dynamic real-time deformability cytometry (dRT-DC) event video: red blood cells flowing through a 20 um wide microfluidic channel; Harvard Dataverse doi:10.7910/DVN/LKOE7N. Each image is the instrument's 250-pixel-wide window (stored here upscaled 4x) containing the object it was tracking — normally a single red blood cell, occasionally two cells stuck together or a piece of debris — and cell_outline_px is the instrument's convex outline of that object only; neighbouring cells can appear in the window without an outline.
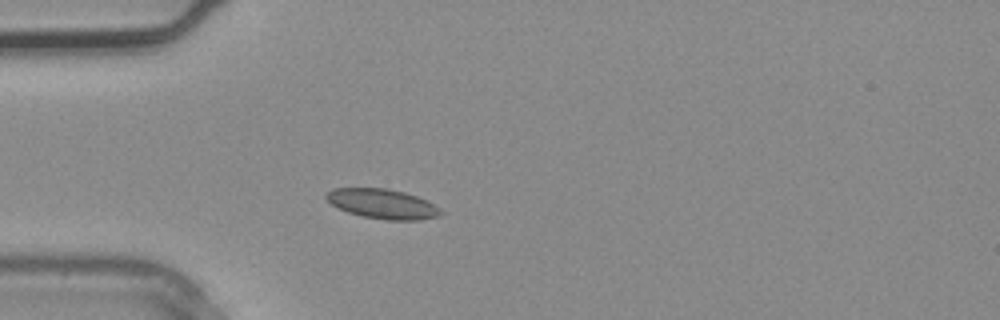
{"species": "common noctule bat (a hibernating species)", "species_latin": "Nyctalus noctula", "temperature_condition": "warm", "stored_images_in_passage": 2, "camera_frame_rate_fps": 3000, "um_per_image_px": 0.085, "animal": {"sex": "male", "body_mass_g": 20.4}, "frame": {"image": 1, "passage_image": 2, "time_ms": 0.333, "image_size_px": [1000, 320], "cell_outline_px": [[444, 212], [440, 216], [420, 220], [384, 220], [360, 216], [336, 208], [324, 196], [332, 188], [388, 188], [404, 192], [416, 196], [440, 208]], "centroid_in_image_um": [32.5, 17.34], "position_along_channel_um": 52.5, "area_um2": 19.94}}